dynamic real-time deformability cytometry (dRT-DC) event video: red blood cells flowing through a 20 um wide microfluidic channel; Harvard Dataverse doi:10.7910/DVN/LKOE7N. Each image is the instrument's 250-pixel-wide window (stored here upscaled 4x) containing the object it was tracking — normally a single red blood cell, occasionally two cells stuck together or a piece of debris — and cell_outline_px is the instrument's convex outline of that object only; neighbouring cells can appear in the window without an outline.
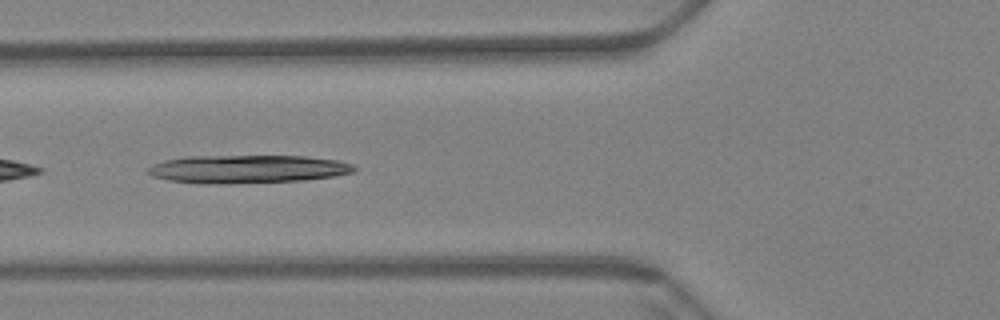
{"species": "Egyptian fruit bat (a non-hibernating species)", "species_latin": "Rousettus aegyptiacus", "temperature_condition": "warm", "stored_images_in_passage": 23, "camera_frame_rate_fps": 3000, "um_per_image_px": 0.085, "animal": {"sex": "female"}, "frame": {"image": 1, "passage_image": 20, "time_ms": 6.333, "image_size_px": [1000, 320], "cell_outline_px": [[356, 172], [336, 176], [304, 180], [228, 184], [196, 184], [168, 180], [152, 176], [144, 168], [152, 164], [168, 160], [188, 156], [304, 156], [336, 160], [352, 164], [356, 168]], "centroid_in_image_um": [21.02, 14.38], "position_along_channel_um": 104.8, "area_um2": 34.16}}